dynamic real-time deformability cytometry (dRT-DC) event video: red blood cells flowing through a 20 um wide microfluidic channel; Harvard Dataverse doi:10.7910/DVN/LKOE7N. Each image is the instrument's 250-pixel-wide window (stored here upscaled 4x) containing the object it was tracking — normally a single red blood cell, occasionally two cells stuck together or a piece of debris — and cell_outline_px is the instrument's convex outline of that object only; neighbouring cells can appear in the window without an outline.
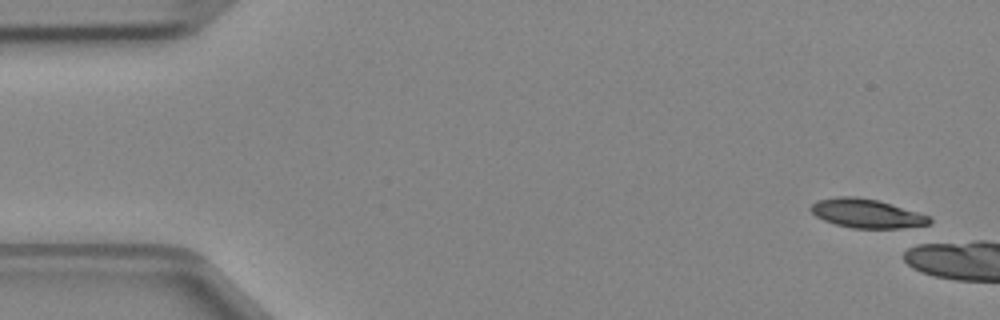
{"species": "Egyptian fruit bat (a non-hibernating species)", "species_latin": "Rousettus aegyptiacus", "temperature_condition": "cold", "stored_images_in_passage": 6, "camera_frame_rate_fps": 3000, "um_per_image_px": 0.085, "animal": {"sex": "female"}, "frame": {"image": 1, "passage_image": 1, "time_ms": 0.0, "image_size_px": [1000, 320], "cell_outline_px": [[932, 220], [928, 224], [920, 228], [852, 228], [836, 224], [824, 220], [816, 216], [808, 208], [816, 200], [836, 196], [856, 196], [876, 200], [916, 212], [928, 216]], "centroid_in_image_um": [73.65, 18.15], "position_along_channel_um": 11.4, "area_um2": 20.0}}
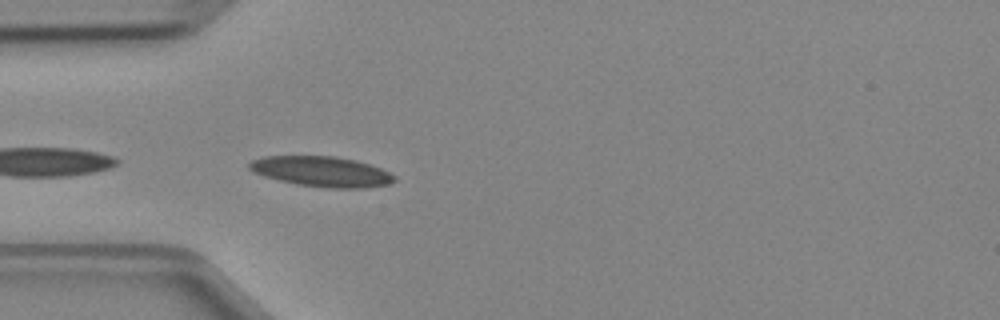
{"frame": {"image": 2, "passage_image": 6, "time_ms": 1.667, "image_size_px": [1000, 320], "cell_outline_px": [[396, 180], [388, 184], [368, 188], [328, 188], [296, 184], [264, 176], [252, 172], [248, 168], [248, 164], [252, 160], [264, 156], [332, 156], [356, 160], [380, 168], [396, 176]], "centroid_in_image_um": [27.33, 14.58], "position_along_channel_um": 57.7, "area_um2": 25.61}}